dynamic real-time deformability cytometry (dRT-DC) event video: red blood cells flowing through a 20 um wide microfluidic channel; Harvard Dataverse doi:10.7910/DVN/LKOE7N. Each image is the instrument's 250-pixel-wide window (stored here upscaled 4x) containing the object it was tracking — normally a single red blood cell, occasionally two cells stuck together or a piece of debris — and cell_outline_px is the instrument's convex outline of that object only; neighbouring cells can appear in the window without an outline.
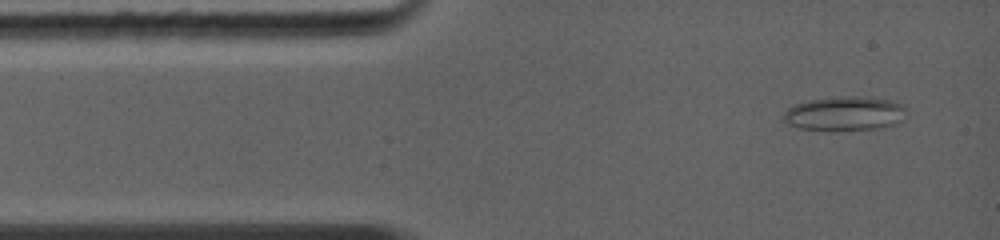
{"species": "common noctule bat (a hibernating species)", "species_latin": "Nyctalus noctula", "temperature_condition": "warm", "stored_images_in_passage": 68, "camera_frame_rate_fps": 5000, "um_per_image_px": 0.085, "animal": {"sex": "female", "body_mass_g": 19.0, "forearm_length_mm": 56.7}, "frame": {"image": 1, "passage_image": 2, "time_ms": 0.4, "image_size_px": [1000, 240], "cell_outline_px": [[904, 120], [896, 124], [876, 128], [800, 128], [788, 124], [780, 120], [780, 116], [788, 108], [804, 100], [848, 96], [856, 96], [888, 100], [904, 104]], "centroid_in_image_um": [71.76, 9.62], "position_along_channel_um": 13.2, "area_um2": 23.87}}
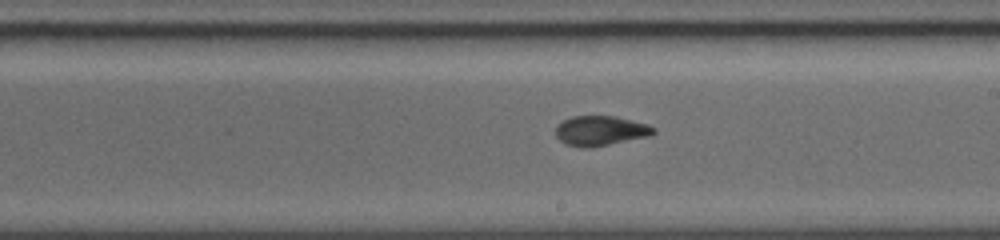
{"frame": {"image": 2, "passage_image": 29, "time_ms": 6.6, "image_size_px": [1000, 240], "cell_outline_px": [[656, 132], [648, 136], [588, 148], [584, 148], [564, 144], [556, 136], [556, 124], [572, 116], [616, 116], [648, 124], [656, 128]], "centroid_in_image_um": [51.02, 11.1], "position_along_channel_um": 238.0, "area_um2": 16.99}}
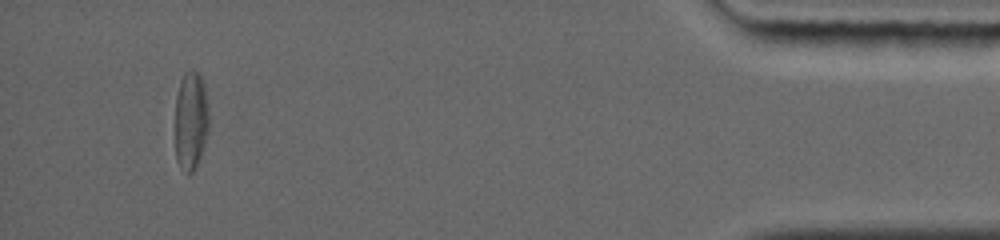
{"frame": {"image": 3, "passage_image": 58, "time_ms": 12.6, "image_size_px": [1000, 240], "cell_outline_px": [[208, 132], [196, 168], [192, 172], [184, 172], [180, 168], [176, 160], [176, 96], [180, 80], [184, 72], [188, 68], [196, 72], [200, 76], [204, 84], [208, 112]], "centroid_in_image_um": [16.21, 10.24], "position_along_channel_um": 419.0, "area_um2": 19.42}, "authors_computed_cell_mechanics": {"area_um2": 17.9758, "velocity_mm_per_s": 4.4316, "shape_relaxation_time_tau1_ms": null, "shape_relaxation_time_tau2_ms": 2.4241, "deformation_change_tau1": null, "deformation_change_tau2": 0.0841}}